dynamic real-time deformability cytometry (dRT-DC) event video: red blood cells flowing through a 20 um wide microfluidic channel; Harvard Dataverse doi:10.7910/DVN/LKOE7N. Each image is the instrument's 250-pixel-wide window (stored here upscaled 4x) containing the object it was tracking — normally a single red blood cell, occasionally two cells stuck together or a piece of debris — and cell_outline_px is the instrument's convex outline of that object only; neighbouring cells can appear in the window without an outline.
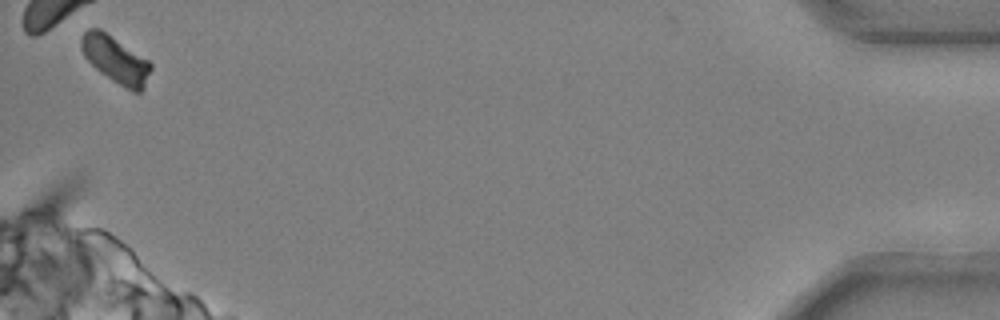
{"species": "common noctule bat (a hibernating species)", "species_latin": "Nyctalus noctula", "temperature_condition": "cold", "stored_images_in_passage": 46, "camera_frame_rate_fps": 3000, "um_per_image_px": 0.085, "animal": {"sex": "male", "body_mass_g": 20.4}, "frame": {"image": 1, "passage_image": 46, "time_ms": 15.0, "image_size_px": [1000, 320], "cell_outline_px": [[152, 68], [144, 88], [140, 92], [132, 92], [124, 88], [100, 72], [84, 56], [80, 44], [80, 40], [84, 32], [88, 28], [100, 28], [148, 60], [152, 64]], "centroid_in_image_um": [9.83, 5.07], "position_along_channel_um": 425.4, "area_um2": 18.96}, "authors_computed_cell_mechanics": {"area_um2": 20.4901, "velocity_mm_per_s": 3.7013, "shape_relaxation_time_tau1_ms": 4.1997, "shape_relaxation_time_tau2_ms": null, "deformation_change_tau1": 0.1503, "deformation_change_tau2": null}}